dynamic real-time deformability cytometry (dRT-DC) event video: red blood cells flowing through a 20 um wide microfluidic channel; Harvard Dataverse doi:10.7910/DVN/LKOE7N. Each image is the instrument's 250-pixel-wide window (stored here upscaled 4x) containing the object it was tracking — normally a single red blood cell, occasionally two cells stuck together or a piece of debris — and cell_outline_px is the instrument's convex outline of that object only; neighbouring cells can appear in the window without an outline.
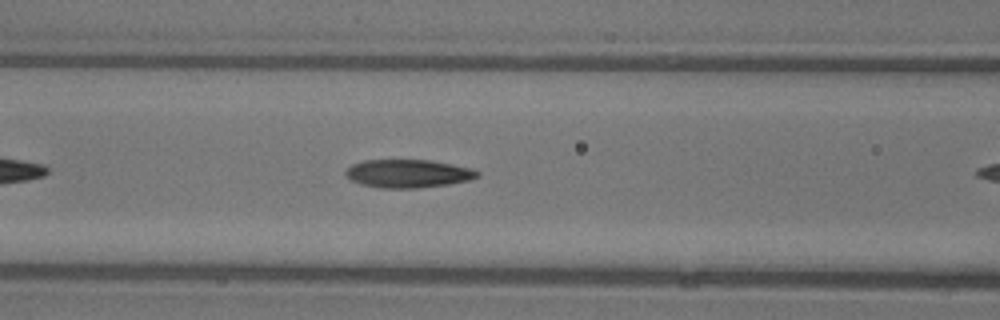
{"species": "common noctule bat (a hibernating species)", "species_latin": "Nyctalus noctula", "temperature_condition": "warm", "stored_images_in_passage": 9, "camera_frame_rate_fps": 3000, "um_per_image_px": 0.085, "animal": {"sex": "female"}, "frame": {"image": 1, "passage_image": 8, "time_ms": 2.333, "image_size_px": [1000, 320], "cell_outline_px": [[480, 176], [468, 180], [448, 184], [416, 188], [380, 188], [360, 184], [352, 180], [344, 172], [352, 164], [364, 160], [432, 160], [472, 168], [480, 172]], "centroid_in_image_um": [34.7, 14.75], "position_along_channel_um": 131.9, "area_um2": 21.62}}